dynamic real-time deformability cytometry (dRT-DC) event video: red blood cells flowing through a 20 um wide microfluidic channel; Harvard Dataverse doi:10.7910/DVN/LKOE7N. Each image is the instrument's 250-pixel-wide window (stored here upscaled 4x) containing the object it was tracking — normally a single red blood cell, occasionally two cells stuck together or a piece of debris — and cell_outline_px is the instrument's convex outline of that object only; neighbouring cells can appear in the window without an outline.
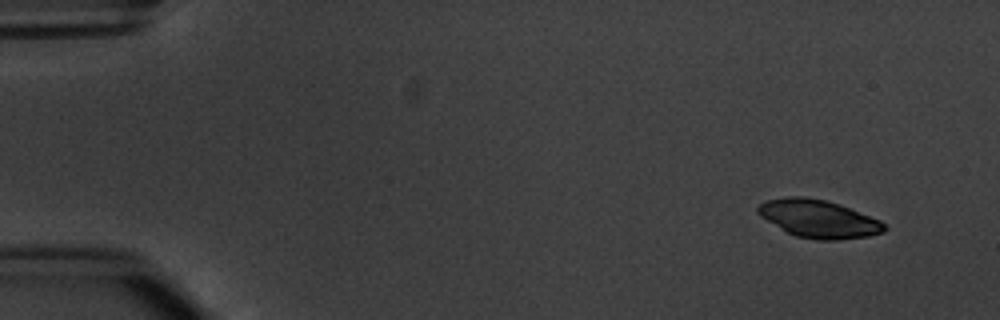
{"species": "common noctule bat (a hibernating species)", "species_latin": "Nyctalus noctula", "temperature_condition": "warm", "stored_images_in_passage": 5, "camera_frame_rate_fps": 3000, "um_per_image_px": 0.085, "animal": {"sex": "male", "body_mass_g": 20.1, "forearm_length_mm": 53.5}, "frame": {"image": 1, "passage_image": 1, "time_ms": 0.0, "image_size_px": [1000, 320], "cell_outline_px": [[888, 228], [884, 232], [868, 236], [836, 240], [820, 240], [796, 236], [788, 232], [760, 216], [756, 212], [756, 208], [764, 200], [788, 196], [804, 196], [824, 200], [840, 204], [880, 220]], "centroid_in_image_um": [69.57, 18.58], "position_along_channel_um": 15.4, "area_um2": 27.8}}